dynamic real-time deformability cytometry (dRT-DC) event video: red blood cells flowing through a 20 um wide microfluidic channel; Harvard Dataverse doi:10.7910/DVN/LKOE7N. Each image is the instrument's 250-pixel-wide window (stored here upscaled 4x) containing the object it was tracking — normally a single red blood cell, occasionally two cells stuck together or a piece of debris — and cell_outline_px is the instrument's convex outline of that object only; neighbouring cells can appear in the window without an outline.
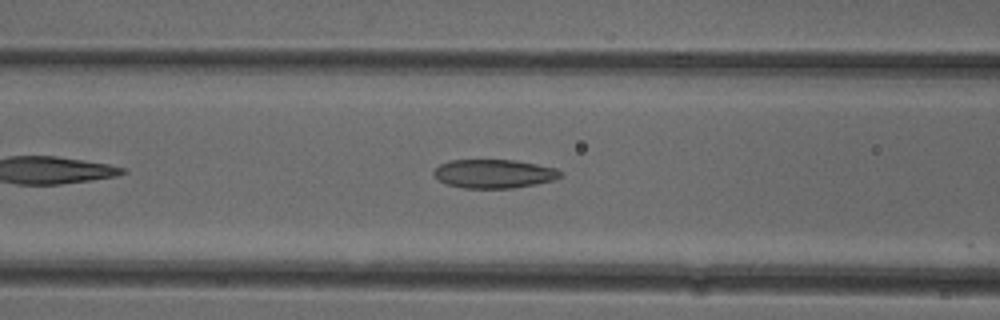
{"species": "common noctule bat (a hibernating species)", "species_latin": "Nyctalus noctula", "temperature_condition": "cold", "stored_images_in_passage": 10, "camera_frame_rate_fps": 3000, "um_per_image_px": 0.085, "animal": {"sex": "female"}, "frame": {"image": 1, "passage_image": 9, "time_ms": 2.667, "image_size_px": [1000, 320], "cell_outline_px": [[564, 176], [552, 180], [536, 184], [512, 188], [464, 188], [448, 184], [440, 180], [432, 172], [440, 164], [448, 160], [516, 160], [556, 168], [564, 172]], "centroid_in_image_um": [42.03, 14.76], "position_along_channel_um": 124.6, "area_um2": 21.21}}